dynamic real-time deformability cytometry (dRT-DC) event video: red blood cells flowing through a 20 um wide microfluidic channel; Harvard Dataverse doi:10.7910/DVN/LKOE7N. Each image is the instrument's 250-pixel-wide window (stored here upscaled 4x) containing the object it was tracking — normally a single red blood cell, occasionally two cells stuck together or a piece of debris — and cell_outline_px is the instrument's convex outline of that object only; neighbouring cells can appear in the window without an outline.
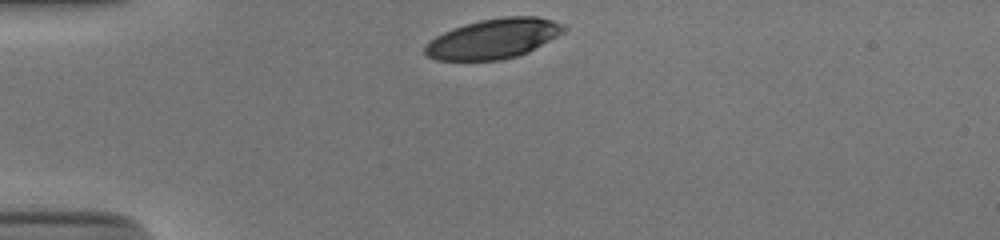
{"species": "human", "species_latin": "Homo sapiens", "temperature_condition": "cold", "stored_images_in_passage": 31, "camera_frame_rate_fps": 3000, "um_per_image_px": 0.085, "donor": {"sex": "male"}, "frame": {"image": 1, "passage_image": 1, "time_ms": 0.0, "image_size_px": [1000, 240], "cell_outline_px": [[568, 28], [564, 32], [528, 52], [516, 56], [500, 60], [436, 60], [428, 56], [424, 52], [424, 44], [436, 36], [452, 28], [464, 24], [480, 20], [504, 16], [536, 16], [552, 20], [564, 24]], "centroid_in_image_um": [41.94, 3.28], "position_along_channel_um": 43.1, "area_um2": 32.31}}
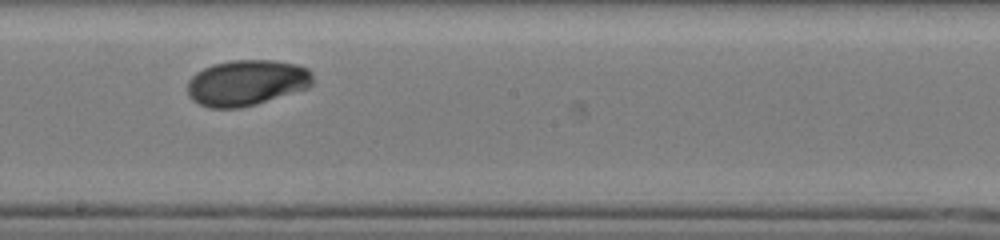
{"frame": {"image": 2, "passage_image": 18, "time_ms": 5.667, "image_size_px": [1000, 240], "cell_outline_px": [[312, 84], [308, 88], [256, 104], [240, 108], [208, 108], [192, 100], [188, 96], [188, 80], [196, 72], [212, 64], [232, 60], [272, 60], [296, 64], [308, 68], [312, 72]], "centroid_in_image_um": [20.95, 7.03], "position_along_channel_um": 227.2, "area_um2": 33.58}}
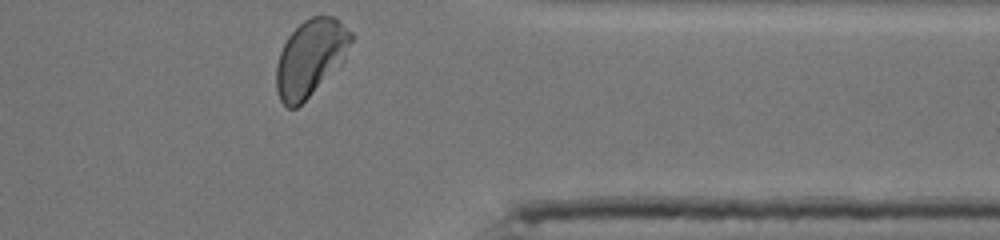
{"frame": {"image": 3, "passage_image": 31, "time_ms": 10.0, "image_size_px": [1000, 240], "cell_outline_px": [[352, 40], [344, 60], [296, 108], [288, 108], [280, 100], [276, 88], [276, 64], [280, 52], [288, 36], [304, 20], [312, 16], [336, 16], [352, 32]], "centroid_in_image_um": [26.38, 4.88], "position_along_channel_um": 385.0, "area_um2": 32.95}, "authors_computed_cell_mechanics": {"area_um2": 33.235, "velocity_mm_per_s": 3.8316, "shape_relaxation_time_tau1_ms": 2.2651, "shape_relaxation_time_tau2_ms": 2.691, "deformation_change_tau1": 0.1239, "deformation_change_tau2": 0.0466}}